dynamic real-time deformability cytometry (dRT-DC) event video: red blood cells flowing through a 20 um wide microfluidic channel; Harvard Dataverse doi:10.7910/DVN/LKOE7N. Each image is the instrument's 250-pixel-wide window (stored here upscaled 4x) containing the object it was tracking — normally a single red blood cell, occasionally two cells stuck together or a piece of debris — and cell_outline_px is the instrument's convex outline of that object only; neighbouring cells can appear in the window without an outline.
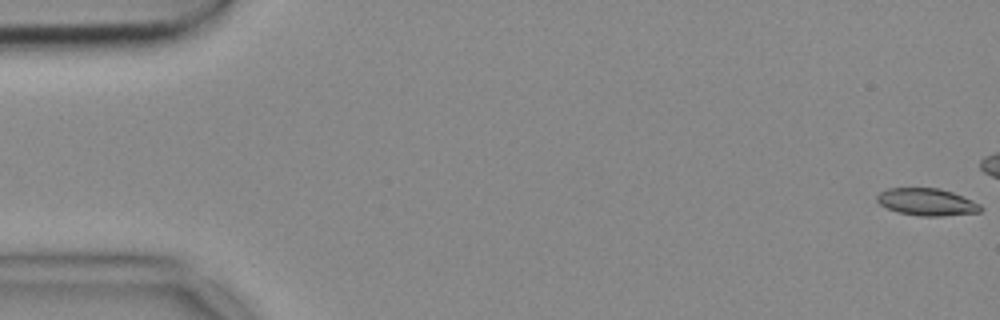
{"species": "common noctule bat (a hibernating species)", "species_latin": "Nyctalus noctula", "temperature_condition": "cold", "stored_images_in_passage": 55, "camera_frame_rate_fps": 3000, "um_per_image_px": 0.085, "animal": {"sex": "female", "body_mass_g": 18.4}, "frame": {"image": 1, "passage_image": 1, "time_ms": 0.0, "image_size_px": [1000, 320], "cell_outline_px": [[984, 208], [980, 212], [940, 216], [920, 216], [900, 212], [888, 208], [880, 204], [876, 200], [876, 196], [880, 192], [888, 188], [940, 188], [952, 192], [972, 200], [980, 204]], "centroid_in_image_um": [78.8, 17.16], "position_along_channel_um": 6.2, "area_um2": 16.36}}
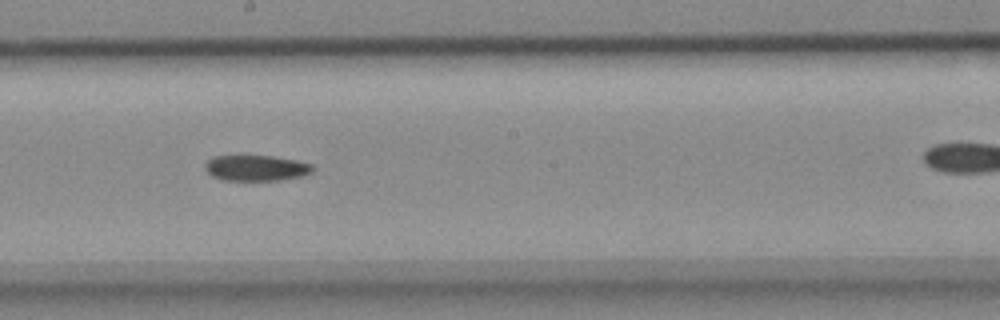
{"frame": {"image": 2, "passage_image": 30, "time_ms": 9.667, "image_size_px": [1000, 320], "cell_outline_px": [[316, 168], [312, 172], [300, 176], [276, 180], [224, 180], [212, 176], [204, 168], [204, 164], [212, 156], [272, 156], [296, 160], [312, 164]], "centroid_in_image_um": [21.77, 14.27], "position_along_channel_um": 226.4, "area_um2": 16.07}}
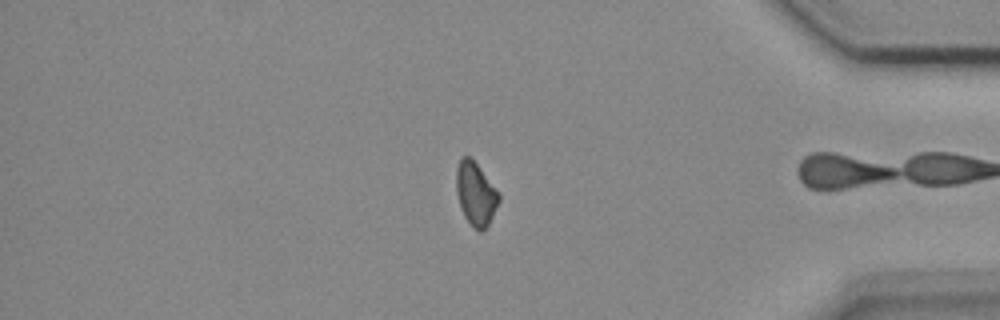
{"frame": {"image": 3, "passage_image": 46, "time_ms": 15.0, "image_size_px": [1000, 320], "cell_outline_px": [[500, 200], [488, 224], [480, 232], [472, 228], [464, 216], [456, 192], [456, 168], [460, 160], [464, 156], [468, 156], [476, 164], [500, 192]], "centroid_in_image_um": [40.43, 16.49], "position_along_channel_um": 394.8, "area_um2": 15.55}}